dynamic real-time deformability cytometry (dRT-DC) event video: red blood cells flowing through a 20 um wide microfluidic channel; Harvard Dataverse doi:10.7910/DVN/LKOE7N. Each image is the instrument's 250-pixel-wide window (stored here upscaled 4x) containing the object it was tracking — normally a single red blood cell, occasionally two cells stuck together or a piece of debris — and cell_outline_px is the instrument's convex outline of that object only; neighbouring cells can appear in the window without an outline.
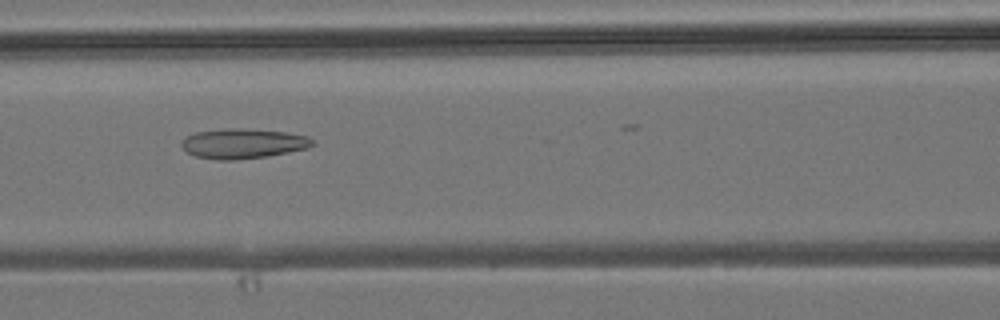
{"species": "common noctule bat (a hibernating species)", "species_latin": "Nyctalus noctula", "temperature_condition": "room temperature", "stored_images_in_passage": 4, "camera_frame_rate_fps": 3000, "um_per_image_px": 0.085, "animal": {"sex": "male", "body_mass_g": 19.2, "forearm_length_mm": 51.8}, "frame": {"image": 1, "passage_image": 4, "time_ms": 4.333, "image_size_px": [1000, 320], "cell_outline_px": [[316, 144], [308, 148], [268, 156], [232, 160], [220, 160], [196, 156], [188, 152], [180, 144], [188, 136], [196, 132], [228, 128], [240, 128], [284, 132], [308, 136]], "centroid_in_image_um": [20.69, 12.2], "position_along_channel_um": 145.9, "area_um2": 22.54}}